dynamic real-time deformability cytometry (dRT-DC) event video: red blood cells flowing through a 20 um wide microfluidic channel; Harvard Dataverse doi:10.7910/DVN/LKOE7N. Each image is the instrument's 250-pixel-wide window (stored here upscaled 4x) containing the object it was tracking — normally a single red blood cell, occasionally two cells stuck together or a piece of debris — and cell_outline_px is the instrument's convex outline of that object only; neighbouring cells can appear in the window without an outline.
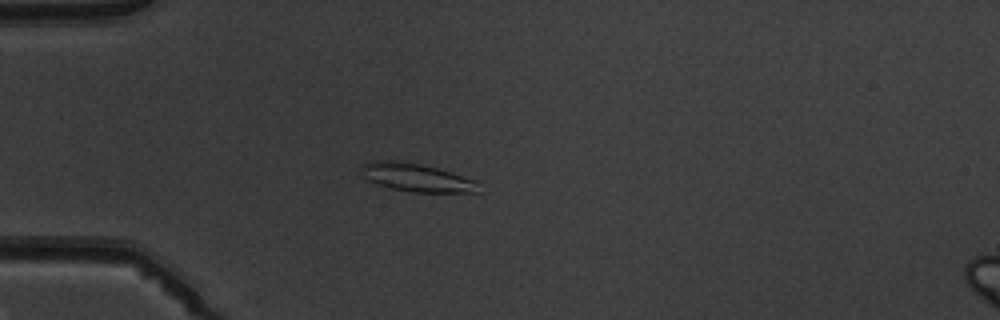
{"species": "common noctule bat (a hibernating species)", "species_latin": "Nyctalus noctula", "temperature_condition": "warm", "stored_images_in_passage": 6, "camera_frame_rate_fps": 3000, "um_per_image_px": 0.085, "animal": {"sex": "male", "body_mass_g": 19.5, "forearm_length_mm": 54.6}, "frame": {"image": 1, "passage_image": 5, "time_ms": 4.667, "image_size_px": [1000, 320], "cell_outline_px": [[476, 192], [412, 192], [392, 188], [368, 180], [364, 176], [364, 164], [372, 160], [396, 160], [420, 164], [436, 168], [476, 180]], "centroid_in_image_um": [35.39, 15.08], "position_along_channel_um": 49.6, "area_um2": 18.61}}